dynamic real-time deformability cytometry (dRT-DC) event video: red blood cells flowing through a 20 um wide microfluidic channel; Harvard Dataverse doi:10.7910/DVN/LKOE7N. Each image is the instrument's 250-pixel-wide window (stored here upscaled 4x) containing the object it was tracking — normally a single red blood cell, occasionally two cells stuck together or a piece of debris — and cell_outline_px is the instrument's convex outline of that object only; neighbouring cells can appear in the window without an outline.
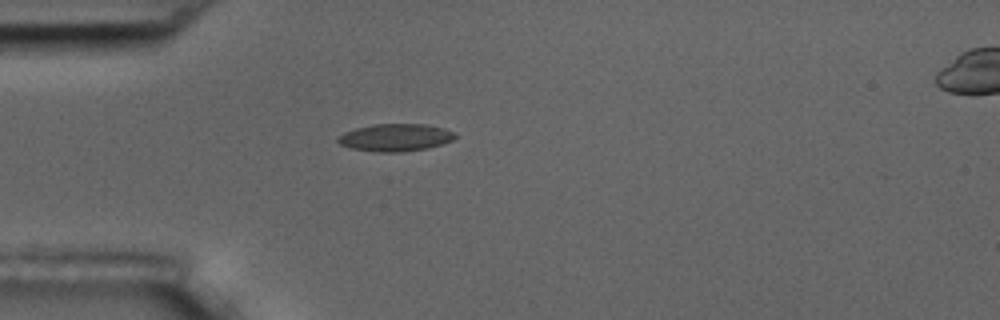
{"species": "common noctule bat (a hibernating species)", "species_latin": "Nyctalus noctula", "temperature_condition": "room temperature", "stored_images_in_passage": 2, "segment_of_instrument_passage": [1, 2], "camera_frame_rate_fps": 3000, "um_per_image_px": 0.085, "animal": {"sex": "male", "body_mass_g": 17.5, "forearm_length_mm": 52.3}, "frame": {"image": 1, "passage_image": 1, "time_ms": 0.0, "image_size_px": [1000, 320], "cell_outline_px": [[456, 136], [452, 140], [444, 144], [428, 148], [404, 152], [380, 152], [352, 148], [340, 144], [336, 140], [336, 136], [344, 132], [356, 128], [376, 124], [424, 124], [444, 128], [452, 132]], "centroid_in_image_um": [33.6, 11.69], "position_along_channel_um": 51.4, "area_um2": 18.73}}